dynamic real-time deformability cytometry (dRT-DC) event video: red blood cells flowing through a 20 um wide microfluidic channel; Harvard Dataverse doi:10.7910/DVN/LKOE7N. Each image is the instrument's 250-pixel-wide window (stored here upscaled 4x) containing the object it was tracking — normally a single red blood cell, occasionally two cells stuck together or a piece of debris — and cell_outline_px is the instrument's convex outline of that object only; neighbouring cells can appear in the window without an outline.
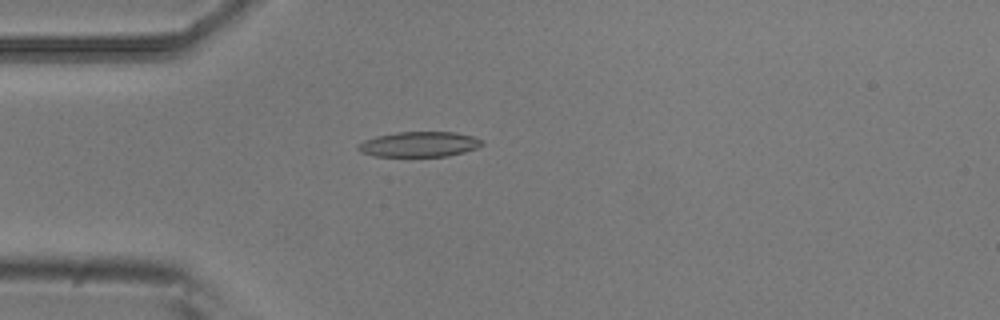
{"species": "common noctule bat (a hibernating species)", "species_latin": "Nyctalus noctula", "temperature_condition": "room temperature", "stored_images_in_passage": 5, "camera_frame_rate_fps": 3000, "um_per_image_px": 0.085, "animal": {"sex": "male", "body_mass_g": 20.5, "forearm_length_mm": 52.5}, "frame": {"image": 1, "passage_image": 3, "time_ms": 0.667, "image_size_px": [1000, 320], "cell_outline_px": [[484, 144], [476, 148], [464, 152], [448, 156], [376, 156], [360, 152], [356, 148], [356, 144], [364, 140], [376, 136], [396, 132], [456, 132], [472, 136], [484, 140]], "centroid_in_image_um": [35.63, 12.26], "position_along_channel_um": 49.4, "area_um2": 18.32}}
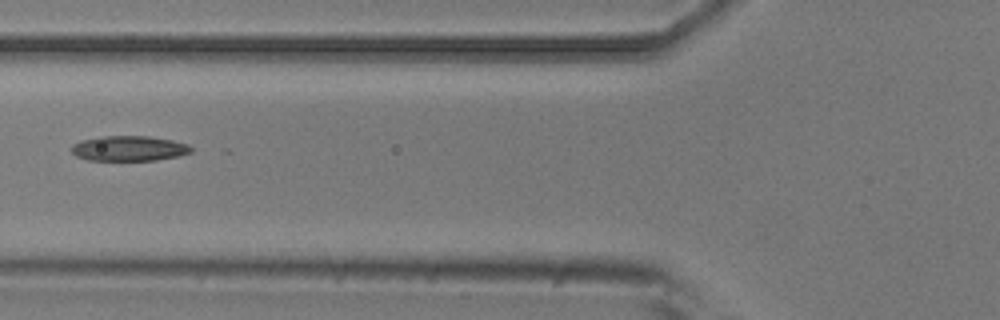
{"frame": {"image": 2, "passage_image": 5, "time_ms": 1.333, "image_size_px": [1000, 320], "cell_outline_px": [[192, 152], [180, 156], [156, 160], [88, 160], [76, 156], [72, 152], [72, 144], [80, 140], [100, 136], [148, 136], [172, 140], [188, 144], [192, 148]], "centroid_in_image_um": [10.97, 12.61], "position_along_channel_um": 114.8, "area_um2": 17.63}}